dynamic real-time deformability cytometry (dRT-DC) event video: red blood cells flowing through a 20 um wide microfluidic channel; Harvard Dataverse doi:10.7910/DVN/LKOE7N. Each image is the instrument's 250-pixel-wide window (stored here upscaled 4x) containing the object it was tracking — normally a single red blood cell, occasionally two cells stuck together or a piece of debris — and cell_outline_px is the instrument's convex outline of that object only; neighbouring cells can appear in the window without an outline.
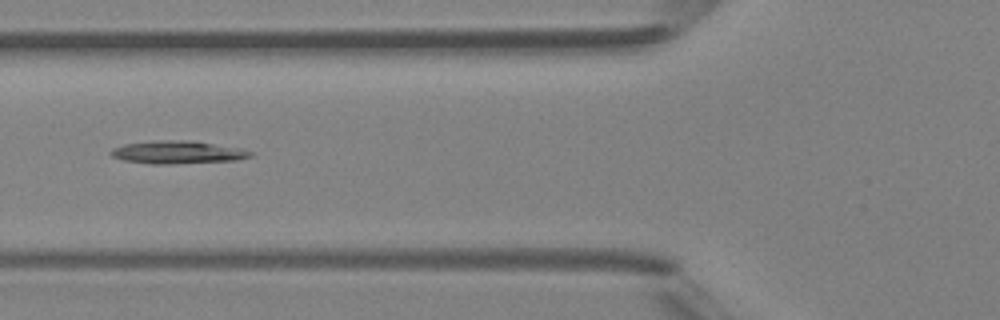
{"species": "Egyptian fruit bat (a non-hibernating species)", "species_latin": "Rousettus aegyptiacus", "temperature_condition": "room temperature", "stored_images_in_passage": 5, "camera_frame_rate_fps": 3000, "um_per_image_px": 0.085, "animal": {"sex": "female"}, "frame": {"image": 1, "passage_image": 5, "time_ms": 4.667, "image_size_px": [1000, 320], "cell_outline_px": [[252, 156], [236, 160], [168, 164], [152, 164], [124, 160], [112, 156], [108, 152], [112, 148], [124, 144], [156, 140], [188, 140], [240, 148], [252, 152]], "centroid_in_image_um": [15.05, 12.94], "position_along_channel_um": 110.7, "area_um2": 18.44}}